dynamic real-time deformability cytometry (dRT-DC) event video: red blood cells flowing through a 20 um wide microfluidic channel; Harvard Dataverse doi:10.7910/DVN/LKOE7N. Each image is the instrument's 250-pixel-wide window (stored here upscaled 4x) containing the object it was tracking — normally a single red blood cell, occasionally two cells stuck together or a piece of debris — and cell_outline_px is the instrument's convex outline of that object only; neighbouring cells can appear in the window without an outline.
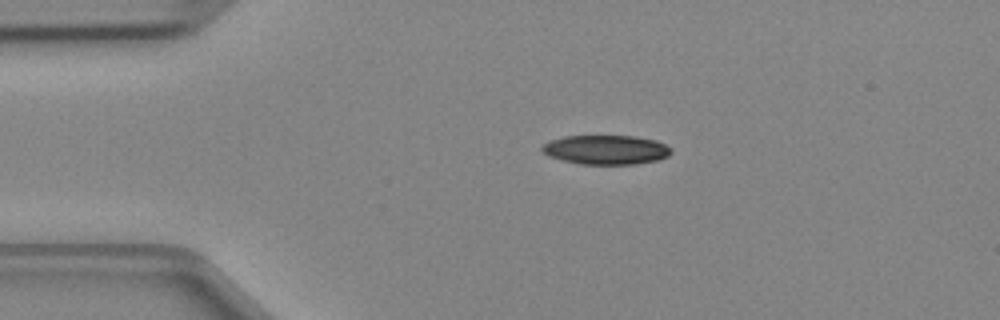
{"species": "Egyptian fruit bat (a non-hibernating species)", "species_latin": "Rousettus aegyptiacus", "temperature_condition": "cold", "stored_images_in_passage": 38, "camera_frame_rate_fps": 3000, "um_per_image_px": 0.085, "animal": {"sex": "female"}, "frame": {"image": 1, "passage_image": 1, "time_ms": 0.0, "image_size_px": [1000, 320], "cell_outline_px": [[672, 152], [668, 156], [656, 160], [636, 164], [580, 164], [548, 156], [540, 148], [548, 140], [564, 136], [636, 136], [656, 140], [672, 148]], "centroid_in_image_um": [51.51, 12.72], "position_along_channel_um": 33.5, "area_um2": 22.08}}
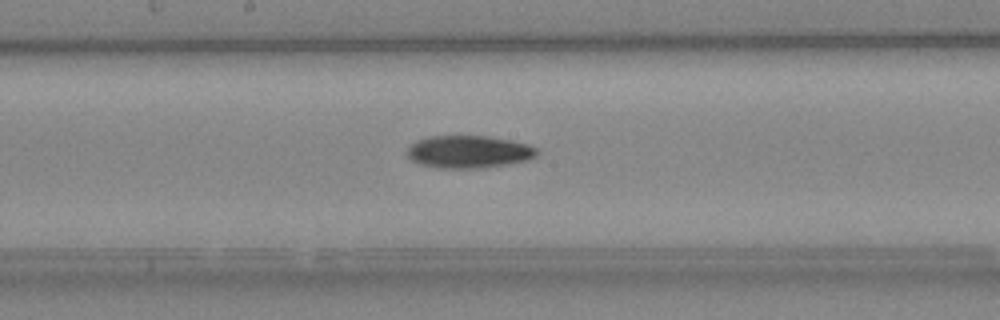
{"frame": {"image": 2, "passage_image": 16, "time_ms": 5.0, "image_size_px": [1000, 320], "cell_outline_px": [[540, 152], [536, 156], [528, 160], [484, 168], [436, 168], [420, 164], [412, 160], [404, 152], [416, 140], [428, 136], [484, 136], [508, 140], [528, 144], [536, 148]], "centroid_in_image_um": [39.82, 12.91], "position_along_channel_um": 208.4, "area_um2": 24.68}}
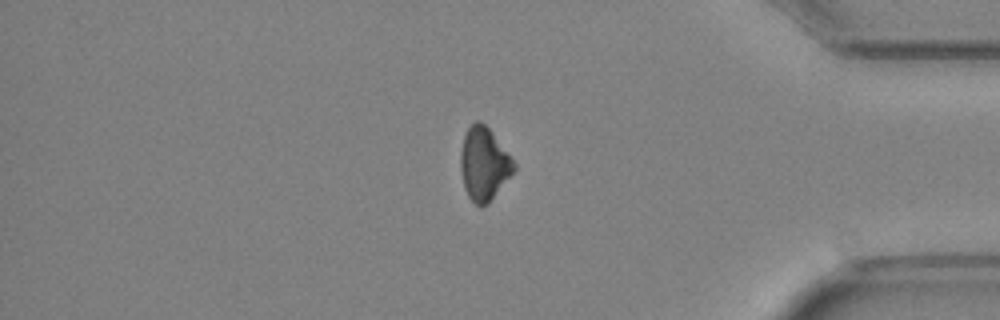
{"frame": {"image": 3, "passage_image": 31, "time_ms": 10.0, "image_size_px": [1000, 320], "cell_outline_px": [[516, 168], [488, 204], [480, 208], [468, 196], [464, 188], [460, 168], [460, 152], [464, 136], [468, 128], [476, 120], [480, 120], [488, 128], [516, 164]], "centroid_in_image_um": [41.11, 13.95], "position_along_channel_um": 394.1, "area_um2": 22.43}}